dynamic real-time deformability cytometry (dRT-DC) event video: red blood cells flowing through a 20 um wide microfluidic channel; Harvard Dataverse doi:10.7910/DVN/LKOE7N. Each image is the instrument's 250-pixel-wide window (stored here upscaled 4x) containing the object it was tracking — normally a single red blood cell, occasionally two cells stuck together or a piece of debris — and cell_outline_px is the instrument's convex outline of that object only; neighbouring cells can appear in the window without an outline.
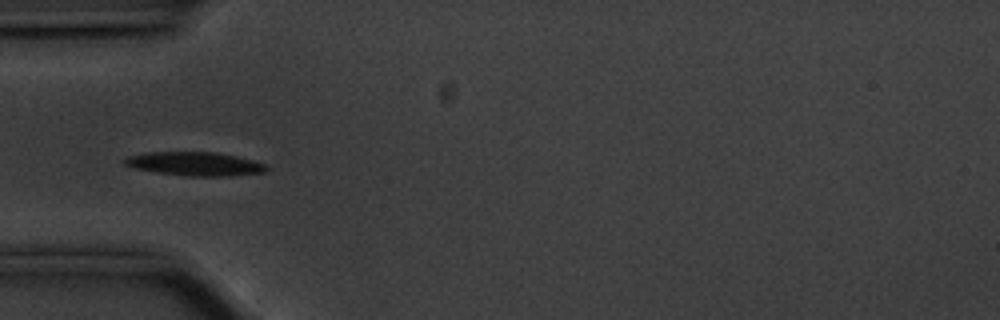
{"species": "common noctule bat (a hibernating species)", "species_latin": "Nyctalus noctula", "temperature_condition": "cold", "stored_images_in_passage": 30, "camera_frame_rate_fps": 3000, "um_per_image_px": 0.085, "animal": {"sex": "male", "body_mass_g": 20.1, "forearm_length_mm": 53.5}, "frame": {"image": 1, "passage_image": 1, "time_ms": 0.0, "image_size_px": [1000, 320], "cell_outline_px": [[268, 168], [264, 172], [228, 176], [188, 176], [156, 172], [136, 168], [124, 164], [124, 160], [128, 156], [148, 152], [216, 152], [236, 156], [264, 164]], "centroid_in_image_um": [16.55, 13.92], "position_along_channel_um": 68.5, "area_um2": 19.31}}
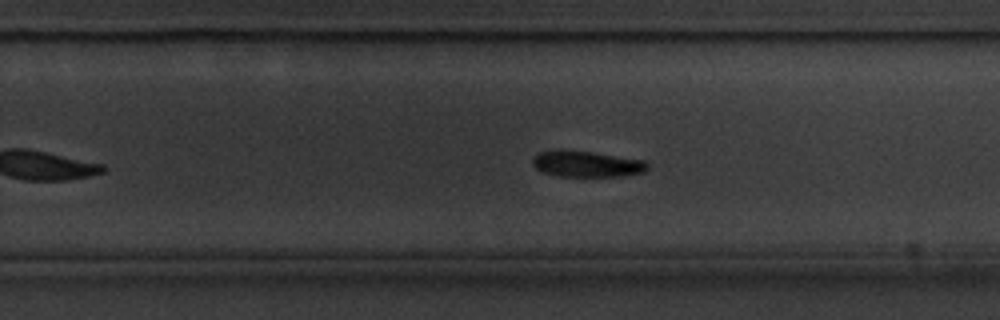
{"frame": {"image": 2, "passage_image": 19, "time_ms": 6.0, "image_size_px": [1000, 320], "cell_outline_px": [[648, 168], [644, 172], [620, 176], [556, 176], [540, 172], [532, 164], [532, 160], [540, 152], [560, 148], [592, 152], [644, 160], [648, 164]], "centroid_in_image_um": [49.82, 13.93], "position_along_channel_um": 280.0, "area_um2": 17.63}}
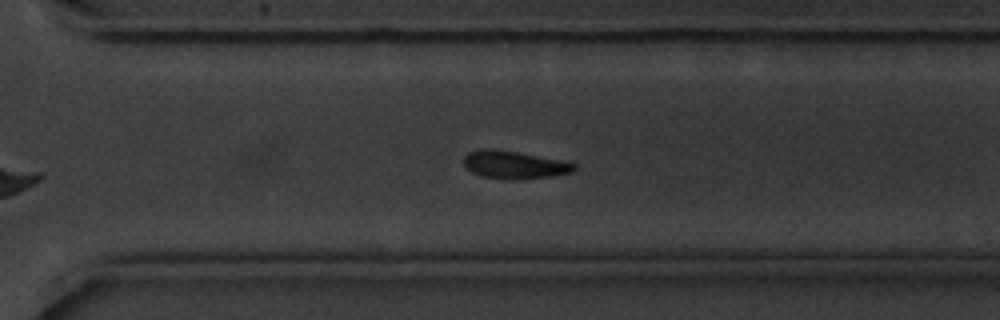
{"frame": {"image": 3, "passage_image": 23, "time_ms": 7.333, "image_size_px": [1000, 320], "cell_outline_px": [[576, 168], [572, 172], [552, 176], [524, 180], [508, 180], [480, 176], [472, 172], [464, 164], [464, 156], [468, 152], [488, 148], [516, 152], [560, 160], [576, 164]], "centroid_in_image_um": [43.71, 14.03], "position_along_channel_um": 326.9, "area_um2": 17.86}, "authors_computed_cell_mechanics": {"area_um2": 18.8717, "velocity_mm_per_s": 3.528, "shape_relaxation_time_tau1_ms": 2.4483, "shape_relaxation_time_tau2_ms": null, "deformation_change_tau1": 0.1074, "deformation_change_tau2": null}}